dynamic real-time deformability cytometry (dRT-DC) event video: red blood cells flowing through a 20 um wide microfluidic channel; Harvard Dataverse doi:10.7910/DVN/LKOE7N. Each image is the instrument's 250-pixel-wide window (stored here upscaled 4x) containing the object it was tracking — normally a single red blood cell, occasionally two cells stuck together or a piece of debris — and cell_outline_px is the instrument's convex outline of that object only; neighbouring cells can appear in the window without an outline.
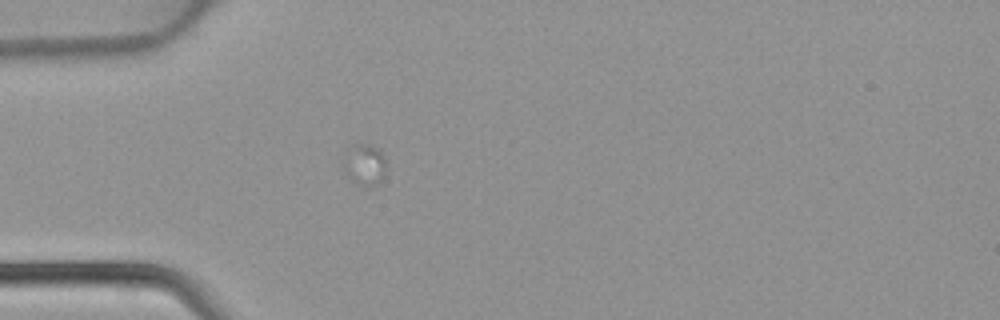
{"species": "common noctule bat (a hibernating species)", "species_latin": "Nyctalus noctula", "temperature_condition": "warm", "stored_images_in_passage": 1, "camera_frame_rate_fps": 3000, "um_per_image_px": 0.085, "animal": {"sex": "female", "body_mass_g": 22.7, "forearm_length_mm": 54.2}, "frame": {"image": 1, "passage_image": 1, "time_ms": 0.0, "image_size_px": [1000, 320], "cell_outline_px": [[384, 176], [376, 184], [368, 188], [356, 184], [344, 176], [340, 160], [344, 148], [352, 144], [368, 144], [380, 148], [384, 156]], "centroid_in_image_um": [30.86, 13.97], "position_along_channel_um": 54.1, "area_um2": 11.16}}